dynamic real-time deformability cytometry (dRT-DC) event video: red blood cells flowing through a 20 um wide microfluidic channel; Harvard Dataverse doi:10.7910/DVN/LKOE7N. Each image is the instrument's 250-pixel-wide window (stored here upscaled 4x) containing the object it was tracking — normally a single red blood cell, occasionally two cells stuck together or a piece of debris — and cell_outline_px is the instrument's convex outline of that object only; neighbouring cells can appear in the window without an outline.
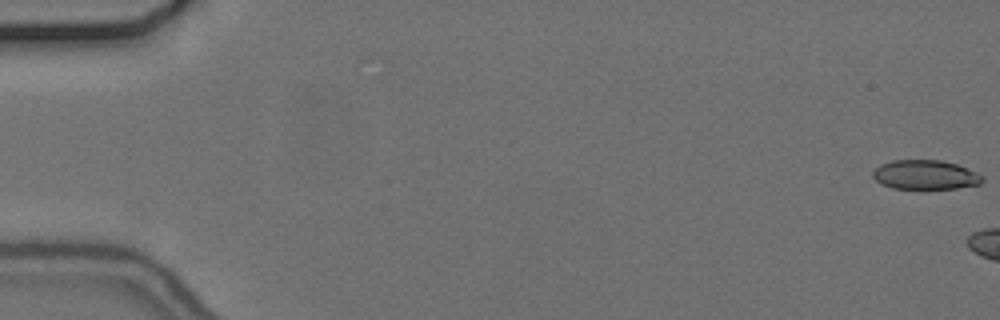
{"species": "common noctule bat (a hibernating species)", "species_latin": "Nyctalus noctula", "temperature_condition": "cold", "stored_images_in_passage": 6, "camera_frame_rate_fps": 3000, "um_per_image_px": 0.085, "animal": {"sex": "female", "body_mass_g": 24.6, "forearm_length_mm": 56.2}, "frame": {"image": 1, "passage_image": 1, "time_ms": 0.0, "image_size_px": [1000, 320], "cell_outline_px": [[984, 180], [980, 184], [956, 188], [892, 188], [880, 184], [872, 176], [872, 172], [880, 164], [892, 160], [940, 160], [956, 164], [976, 172], [984, 176]], "centroid_in_image_um": [78.63, 14.85], "position_along_channel_um": 6.4, "area_um2": 18.67}}